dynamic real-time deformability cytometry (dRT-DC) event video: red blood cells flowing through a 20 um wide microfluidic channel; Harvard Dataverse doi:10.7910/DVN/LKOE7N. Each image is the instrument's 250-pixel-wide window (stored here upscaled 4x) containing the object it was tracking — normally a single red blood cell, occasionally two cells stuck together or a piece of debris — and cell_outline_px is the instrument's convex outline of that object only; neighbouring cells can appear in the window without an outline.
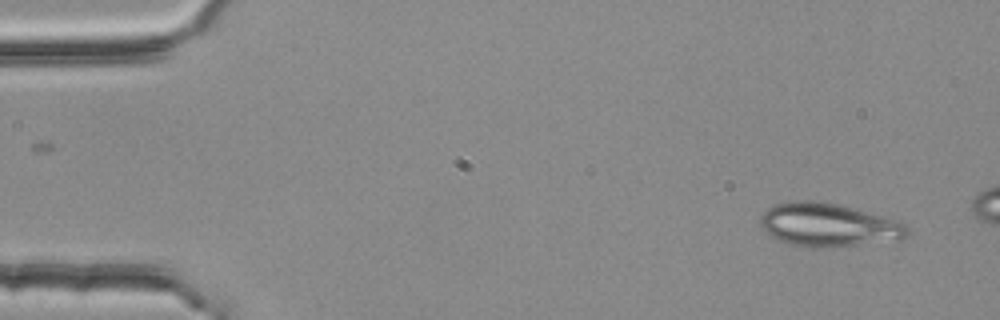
{"species": "common noctule bat (a hibernating species)", "species_latin": "Nyctalus noctula", "temperature_condition": "room temperature", "stored_images_in_passage": 3, "camera_frame_rate_fps": 3000, "um_per_image_px": 0.085, "animal": {"sex": "female", "body_mass_g": 25.1}, "frame": {"image": 1, "passage_image": 1, "time_ms": 0.0, "image_size_px": [1000, 320], "cell_outline_px": [[908, 232], [900, 240], [824, 248], [812, 248], [792, 244], [768, 236], [760, 228], [760, 216], [768, 208], [776, 204], [796, 200], [820, 200], [840, 204], [904, 220], [908, 228]], "centroid_in_image_um": [70.44, 19.1], "position_along_channel_um": 14.6, "area_um2": 37.97}}